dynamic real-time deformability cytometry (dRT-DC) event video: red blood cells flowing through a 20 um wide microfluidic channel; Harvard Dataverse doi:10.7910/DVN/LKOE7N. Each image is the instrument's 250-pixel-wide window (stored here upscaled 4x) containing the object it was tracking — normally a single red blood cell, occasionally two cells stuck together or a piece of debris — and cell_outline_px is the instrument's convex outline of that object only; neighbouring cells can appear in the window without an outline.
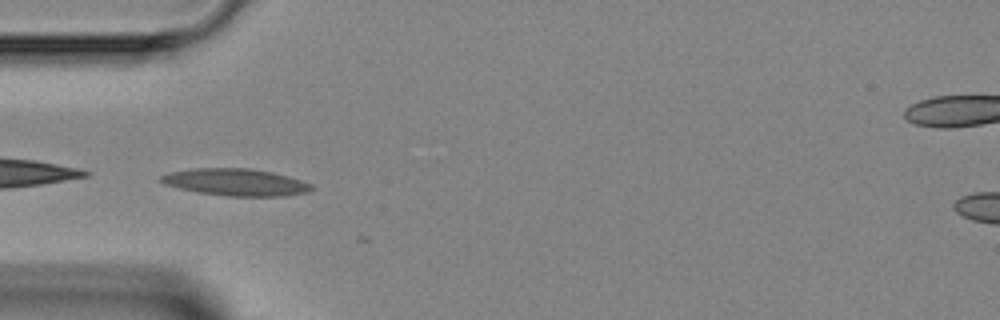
{"species": "Egyptian fruit bat (a non-hibernating species)", "species_latin": "Rousettus aegyptiacus", "temperature_condition": "room temperature", "stored_images_in_passage": 7, "camera_frame_rate_fps": 3000, "um_per_image_px": 0.085, "animal": {"sex": "female"}, "frame": {"image": 1, "passage_image": 5, "time_ms": 4.667, "image_size_px": [1000, 320], "cell_outline_px": [[316, 188], [308, 192], [284, 196], [228, 196], [196, 192], [164, 184], [160, 180], [160, 176], [172, 172], [192, 168], [248, 168], [272, 172], [288, 176], [312, 184]], "centroid_in_image_um": [20.07, 15.49], "position_along_channel_um": 64.9, "area_um2": 23.7}}
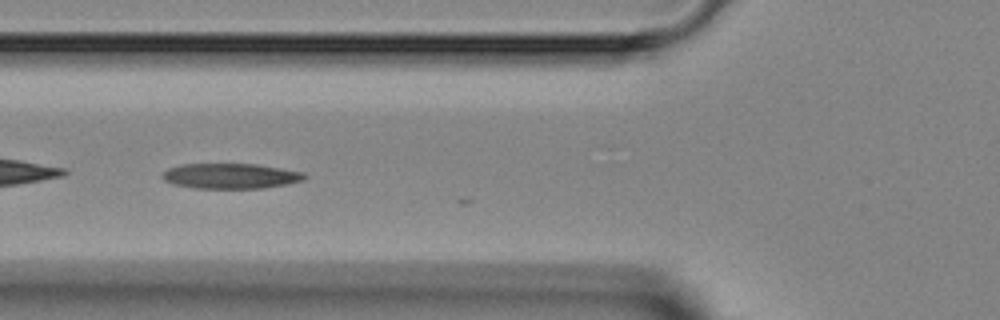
{"frame": {"image": 2, "passage_image": 6, "time_ms": 5.667, "image_size_px": [1000, 320], "cell_outline_px": [[308, 176], [304, 180], [288, 184], [264, 188], [192, 188], [172, 184], [164, 180], [160, 176], [168, 168], [180, 164], [256, 164], [304, 172]], "centroid_in_image_um": [19.6, 14.96], "position_along_channel_um": 106.2, "area_um2": 21.1}}